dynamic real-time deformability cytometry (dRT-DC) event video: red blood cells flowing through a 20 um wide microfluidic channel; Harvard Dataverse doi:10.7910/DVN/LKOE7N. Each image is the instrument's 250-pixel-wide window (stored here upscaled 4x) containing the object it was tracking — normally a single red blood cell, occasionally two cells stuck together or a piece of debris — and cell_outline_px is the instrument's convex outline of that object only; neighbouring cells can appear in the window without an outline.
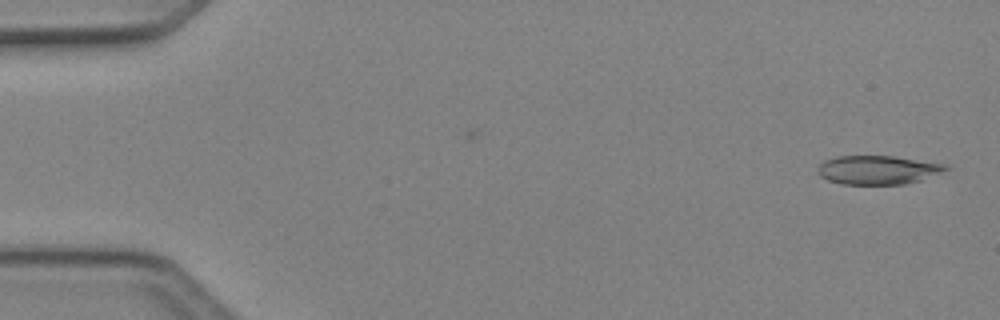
{"species": "Egyptian fruit bat (a non-hibernating species)", "species_latin": "Rousettus aegyptiacus", "temperature_condition": "cold", "stored_images_in_passage": 6, "camera_frame_rate_fps": 3000, "um_per_image_px": 0.085, "animal": {"sex": "female"}, "frame": {"image": 1, "passage_image": 1, "time_ms": 0.0, "image_size_px": [1000, 320], "cell_outline_px": [[952, 168], [920, 180], [904, 184], [840, 184], [828, 180], [820, 176], [816, 172], [816, 168], [824, 160], [836, 156], [892, 156], [944, 164]], "centroid_in_image_um": [74.56, 14.44], "position_along_channel_um": 10.4, "area_um2": 21.44}}
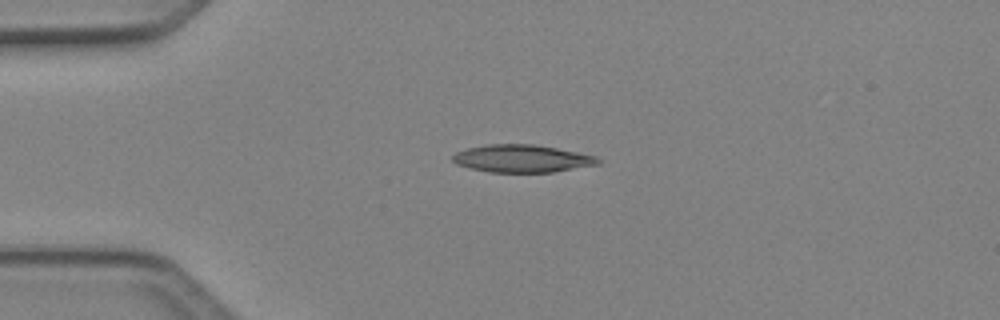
{"frame": {"image": 2, "passage_image": 4, "time_ms": 1.0, "image_size_px": [1000, 320], "cell_outline_px": [[604, 160], [600, 164], [552, 172], [488, 172], [468, 168], [456, 164], [452, 160], [452, 156], [456, 152], [468, 148], [488, 144], [532, 144], [556, 148], [596, 156]], "centroid_in_image_um": [44.37, 13.48], "position_along_channel_um": 40.6, "area_um2": 23.41}}
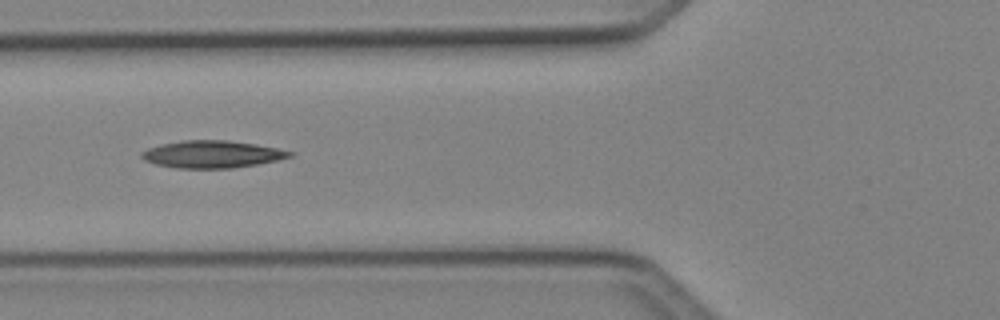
{"frame": {"image": 3, "passage_image": 6, "time_ms": 1.667, "image_size_px": [1000, 320], "cell_outline_px": [[296, 152], [292, 156], [276, 160], [256, 164], [232, 168], [176, 168], [156, 164], [144, 160], [140, 156], [140, 152], [148, 148], [160, 144], [184, 140], [228, 140], [256, 144]], "centroid_in_image_um": [18.0, 13.1], "position_along_channel_um": 107.8, "area_um2": 23.52}}